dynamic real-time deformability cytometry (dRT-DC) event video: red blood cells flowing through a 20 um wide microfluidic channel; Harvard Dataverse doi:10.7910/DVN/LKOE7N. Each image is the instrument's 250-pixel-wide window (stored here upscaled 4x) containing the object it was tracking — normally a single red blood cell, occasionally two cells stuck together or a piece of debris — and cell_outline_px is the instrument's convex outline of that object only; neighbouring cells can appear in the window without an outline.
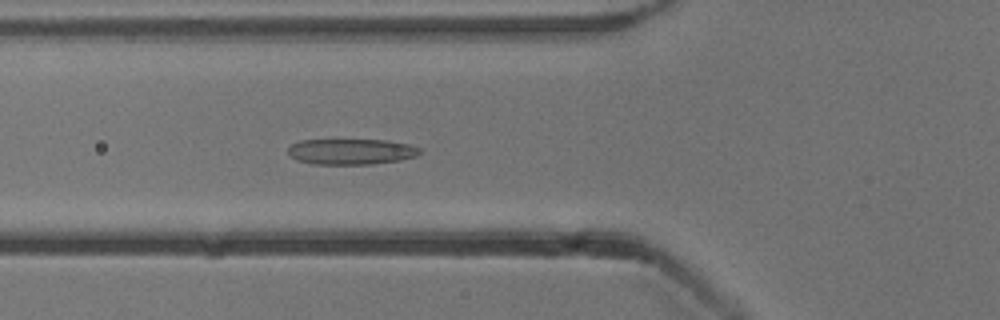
{"species": "common noctule bat (a hibernating species)", "species_latin": "Nyctalus noctula", "temperature_condition": "cold", "stored_images_in_passage": 54, "camera_frame_rate_fps": 3000, "um_per_image_px": 0.085, "animal": {"sex": "male", "body_mass_g": 13.3}, "frame": {"image": 1, "passage_image": 20, "time_ms": 6.333, "image_size_px": [1000, 320], "cell_outline_px": [[420, 152], [416, 156], [400, 160], [372, 164], [312, 164], [296, 160], [288, 156], [288, 148], [292, 144], [300, 140], [388, 140], [408, 144], [420, 148]], "centroid_in_image_um": [29.81, 12.89], "position_along_channel_um": 96.0, "area_um2": 19.83}}
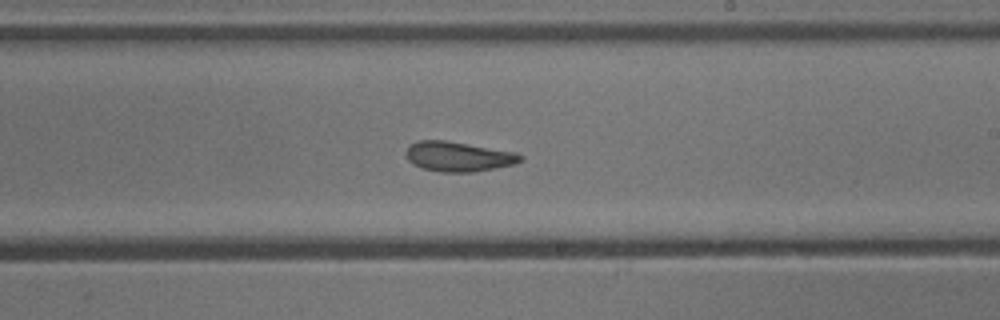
{"frame": {"image": 2, "passage_image": 32, "time_ms": 10.333, "image_size_px": [1000, 320], "cell_outline_px": [[524, 160], [516, 164], [472, 172], [440, 172], [424, 168], [412, 164], [408, 160], [408, 148], [416, 140], [444, 140], [516, 152], [524, 156]], "centroid_in_image_um": [39.01, 13.31], "position_along_channel_um": 250.0, "area_um2": 19.77}}
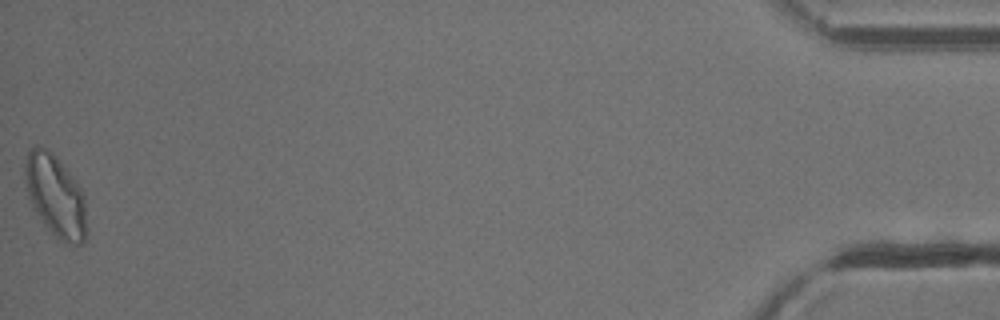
{"frame": {"image": 3, "passage_image": 54, "time_ms": 17.667, "image_size_px": [1000, 320], "cell_outline_px": [[84, 244], [68, 244], [56, 236], [52, 232], [32, 208], [28, 196], [24, 176], [24, 164], [28, 152], [36, 144], [52, 152], [56, 156], [76, 180], [84, 196]], "centroid_in_image_um": [4.67, 16.59], "position_along_channel_um": 430.5, "area_um2": 28.96}, "authors_computed_cell_mechanics": {"area_um2": 21.3282, "velocity_mm_per_s": 3.8462, "shape_relaxation_time_tau1_ms": 8.7552, "shape_relaxation_time_tau2_ms": 2.3941, "deformation_change_tau1": 0.2063, "deformation_change_tau2": 0.0907}}